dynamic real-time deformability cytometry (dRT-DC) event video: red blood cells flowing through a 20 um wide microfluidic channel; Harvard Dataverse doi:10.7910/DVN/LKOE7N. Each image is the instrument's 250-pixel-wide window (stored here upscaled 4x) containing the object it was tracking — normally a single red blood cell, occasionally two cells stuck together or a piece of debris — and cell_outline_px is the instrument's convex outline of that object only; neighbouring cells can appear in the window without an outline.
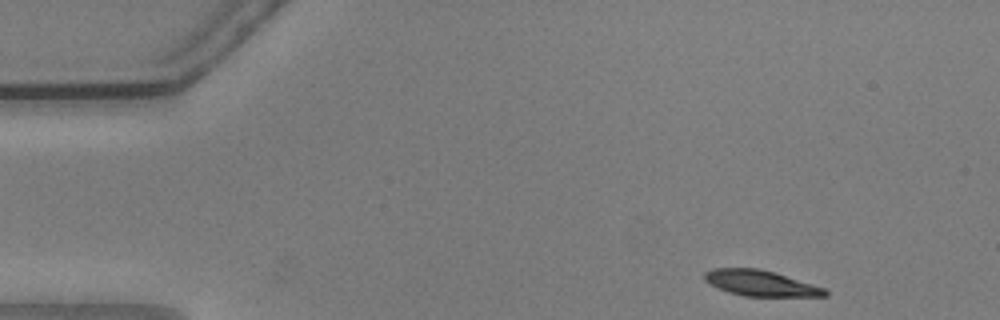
{"species": "common noctule bat (a hibernating species)", "species_latin": "Nyctalus noctula", "temperature_condition": "warm", "stored_images_in_passage": 50, "camera_frame_rate_fps": 3000, "um_per_image_px": 0.085, "animal": {"sex": "male", "body_mass_g": 20.5, "forearm_length_mm": 52.5}, "frame": {"image": 1, "passage_image": 1, "time_ms": 0.0, "image_size_px": [1000, 320], "cell_outline_px": [[828, 296], [744, 296], [728, 292], [704, 280], [704, 272], [712, 268], [760, 268], [776, 272], [824, 288], [828, 292]], "centroid_in_image_um": [64.65, 24.06], "position_along_channel_um": 20.4, "area_um2": 17.98}}
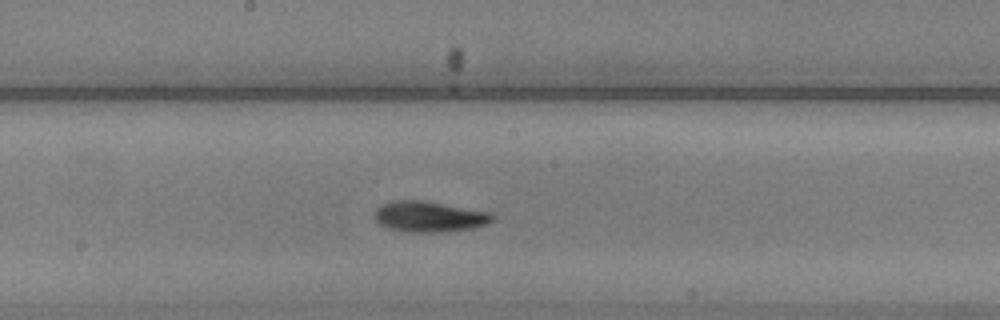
{"frame": {"image": 2, "passage_image": 24, "time_ms": 7.667, "image_size_px": [1000, 320], "cell_outline_px": [[496, 216], [492, 220], [484, 224], [472, 228], [440, 232], [408, 232], [388, 228], [380, 224], [376, 220], [376, 208], [380, 204], [392, 200], [420, 200], [492, 212]], "centroid_in_image_um": [36.47, 18.4], "position_along_channel_um": 211.7, "area_um2": 20.98}}
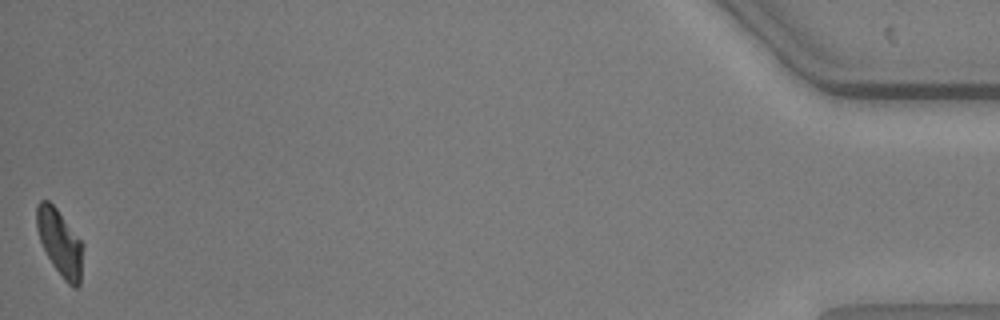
{"frame": {"image": 3, "passage_image": 50, "time_ms": 16.333, "image_size_px": [1000, 320], "cell_outline_px": [[84, 244], [80, 284], [76, 288], [72, 288], [64, 280], [52, 264], [40, 240], [36, 228], [36, 204], [40, 200], [48, 200], [56, 208]], "centroid_in_image_um": [5.1, 20.63], "position_along_channel_um": 430.1, "area_um2": 17.92}, "authors_computed_cell_mechanics": {"area_um2": 19.2763, "velocity_mm_per_s": 3.63, "shape_relaxation_time_tau1_ms": null, "shape_relaxation_time_tau2_ms": 1.9779, "deformation_change_tau1": null, "deformation_change_tau2": 0.0556}}